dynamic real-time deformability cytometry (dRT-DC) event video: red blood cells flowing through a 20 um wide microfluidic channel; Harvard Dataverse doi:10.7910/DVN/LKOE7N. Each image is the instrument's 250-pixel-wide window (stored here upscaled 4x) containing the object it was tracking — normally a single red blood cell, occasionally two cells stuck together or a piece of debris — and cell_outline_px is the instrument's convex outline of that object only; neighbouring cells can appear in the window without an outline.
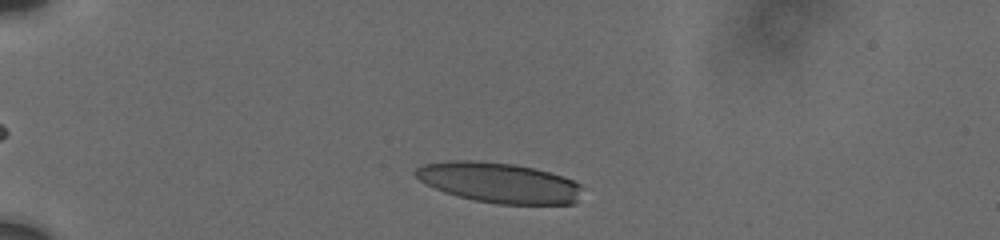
{"species": "human", "species_latin": "Homo sapiens", "temperature_condition": "cold", "stored_images_in_passage": 8, "camera_frame_rate_fps": 3000, "um_per_image_px": 0.085, "donor": {"sex": "male"}, "frame": {"image": 1, "passage_image": 2, "time_ms": 0.667, "image_size_px": [1000, 240], "cell_outline_px": [[584, 188], [576, 200], [572, 204], [496, 204], [476, 200], [444, 192], [424, 184], [412, 172], [416, 168], [424, 164], [448, 160], [476, 160], [516, 164], [536, 168], [572, 180], [580, 184]], "centroid_in_image_um": [42.39, 15.51], "position_along_channel_um": 42.6, "area_um2": 39.25}}
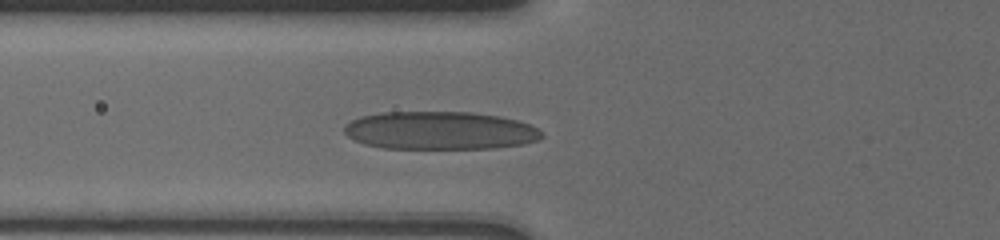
{"frame": {"image": 2, "passage_image": 6, "time_ms": 3.333, "image_size_px": [1000, 240], "cell_outline_px": [[544, 136], [536, 140], [524, 144], [492, 148], [384, 148], [364, 144], [348, 136], [344, 132], [344, 124], [360, 116], [384, 112], [472, 112], [500, 116], [516, 120], [528, 124], [544, 132]], "centroid_in_image_um": [37.39, 11.09], "position_along_channel_um": 88.4, "area_um2": 43.75}}
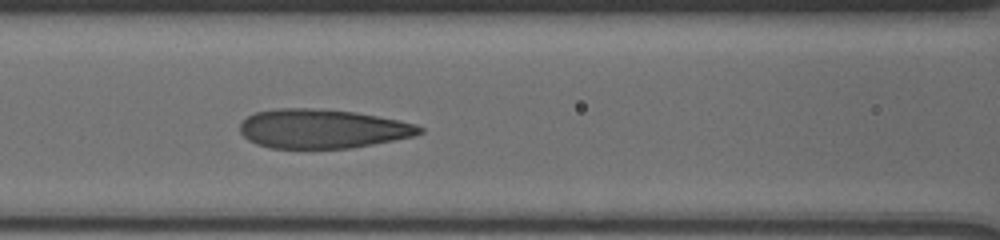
{"frame": {"image": 3, "passage_image": 8, "time_ms": 4.667, "image_size_px": [1000, 240], "cell_outline_px": [[424, 132], [412, 136], [352, 148], [268, 148], [256, 144], [248, 140], [240, 132], [240, 124], [248, 116], [256, 112], [280, 108], [312, 108], [356, 112], [416, 124], [424, 128]], "centroid_in_image_um": [27.38, 10.95], "position_along_channel_um": 139.2, "area_um2": 40.75}}